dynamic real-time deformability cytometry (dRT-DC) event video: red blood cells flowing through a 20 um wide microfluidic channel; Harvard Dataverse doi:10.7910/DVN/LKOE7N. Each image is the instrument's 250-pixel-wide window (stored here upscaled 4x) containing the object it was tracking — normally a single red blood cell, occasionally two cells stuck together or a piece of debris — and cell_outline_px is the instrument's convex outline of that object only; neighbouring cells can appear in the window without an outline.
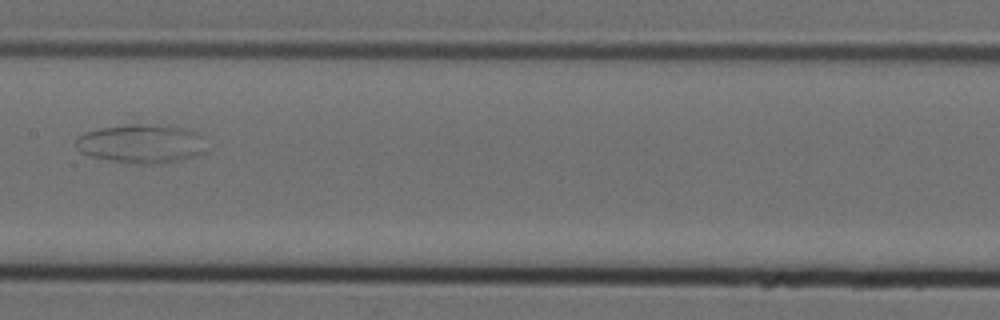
{"species": "Egyptian fruit bat (a non-hibernating species)", "species_latin": "Rousettus aegyptiacus", "temperature_condition": "cold", "stored_images_in_passage": 10, "camera_frame_rate_fps": 3000, "um_per_image_px": 0.085, "animal": {"sex": "female"}, "frame": {"image": 1, "passage_image": 9, "time_ms": 2.667, "image_size_px": [1000, 320], "cell_outline_px": [[204, 152], [180, 160], [160, 164], [132, 164], [92, 156], [80, 152], [76, 148], [76, 136], [84, 132], [100, 128], [132, 124], [136, 124], [184, 128], [196, 132], [200, 136]], "centroid_in_image_um": [11.93, 12.23], "position_along_channel_um": 195.5, "area_um2": 29.07}}
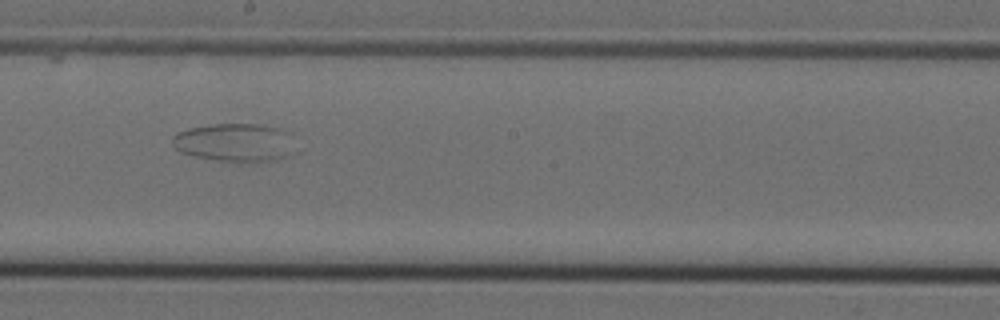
{"frame": {"image": 2, "passage_image": 10, "time_ms": 3.0, "image_size_px": [1000, 320], "cell_outline_px": [[292, 132], [284, 156], [272, 160], [240, 164], [216, 160], [196, 156], [180, 152], [172, 144], [172, 136], [176, 132], [188, 128], [208, 124], [264, 124], [280, 128]], "centroid_in_image_um": [19.85, 12.1], "position_along_channel_um": 228.3, "area_um2": 27.4}}